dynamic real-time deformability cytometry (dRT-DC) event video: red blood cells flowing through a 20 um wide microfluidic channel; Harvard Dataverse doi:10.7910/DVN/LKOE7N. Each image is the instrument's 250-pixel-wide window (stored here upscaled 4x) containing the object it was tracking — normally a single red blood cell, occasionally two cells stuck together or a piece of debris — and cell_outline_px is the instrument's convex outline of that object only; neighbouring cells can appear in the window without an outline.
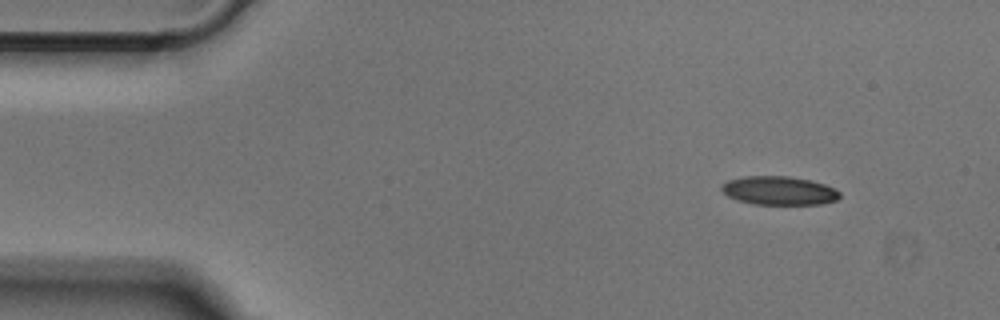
{"species": "Egyptian fruit bat (a non-hibernating species)", "species_latin": "Rousettus aegyptiacus", "temperature_condition": "cold", "stored_images_in_passage": 47, "camera_frame_rate_fps": 3000, "um_per_image_px": 0.085, "animal": {"sex": "male"}, "frame": {"image": 1, "passage_image": 1, "time_ms": 0.0, "image_size_px": [1000, 320], "cell_outline_px": [[840, 196], [836, 200], [820, 204], [752, 204], [736, 200], [728, 196], [720, 188], [728, 180], [744, 176], [788, 176], [808, 180], [824, 184], [840, 192]], "centroid_in_image_um": [66.19, 16.2], "position_along_channel_um": 18.8, "area_um2": 19.54}}
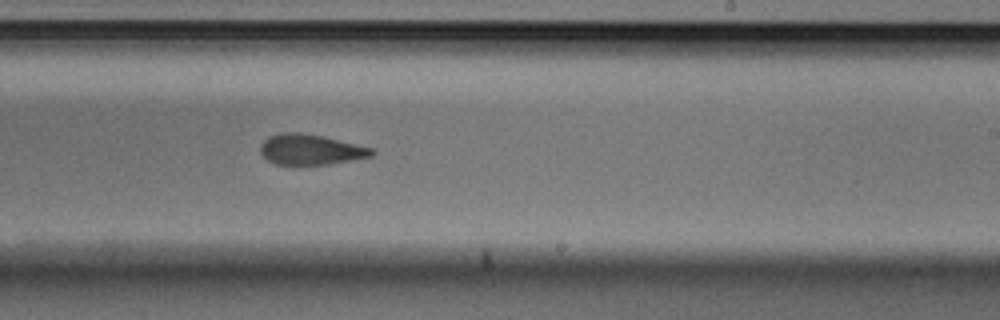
{"frame": {"image": 2, "passage_image": 26, "time_ms": 8.333, "image_size_px": [1000, 320], "cell_outline_px": [[376, 152], [372, 156], [328, 164], [292, 168], [276, 164], [268, 160], [260, 152], [260, 144], [268, 136], [280, 132], [300, 132], [324, 136], [372, 148]], "centroid_in_image_um": [26.34, 12.74], "position_along_channel_um": 262.7, "area_um2": 20.46}}
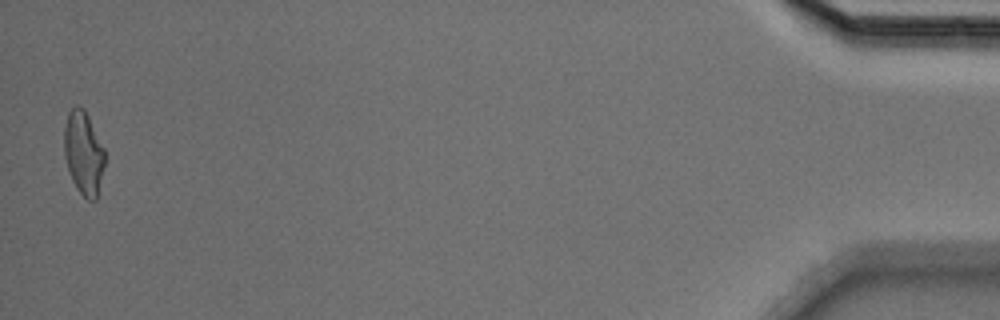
{"frame": {"image": 3, "passage_image": 46, "time_ms": 15.0, "image_size_px": [1000, 320], "cell_outline_px": [[104, 164], [96, 200], [88, 200], [76, 188], [68, 172], [64, 156], [64, 128], [68, 112], [76, 104], [80, 104], [84, 108], [104, 148]], "centroid_in_image_um": [7.07, 12.97], "position_along_channel_um": 428.1, "area_um2": 19.77}}